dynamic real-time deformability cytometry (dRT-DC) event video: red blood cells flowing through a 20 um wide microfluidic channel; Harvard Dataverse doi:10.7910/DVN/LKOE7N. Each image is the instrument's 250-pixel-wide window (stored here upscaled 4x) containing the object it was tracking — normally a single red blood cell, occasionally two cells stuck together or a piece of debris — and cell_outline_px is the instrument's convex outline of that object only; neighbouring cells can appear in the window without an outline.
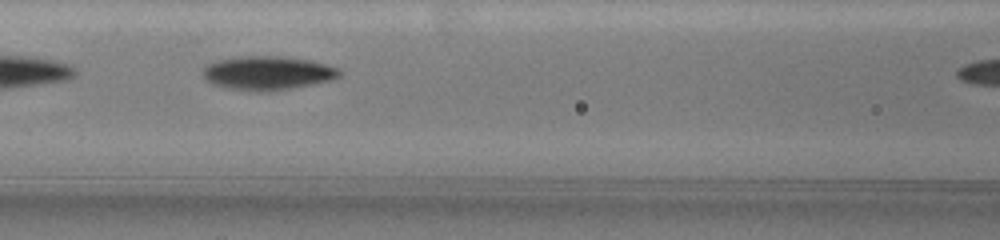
{"species": "common noctule bat (a hibernating species)", "species_latin": "Nyctalus noctula", "temperature_condition": "warm", "stored_images_in_passage": 6, "camera_frame_rate_fps": 3000, "um_per_image_px": 0.085, "animal": {"sex": "female", "body_mass_g": 19.5, "forearm_length_mm": 54.1}, "frame": {"image": 1, "passage_image": 4, "time_ms": 2.0, "image_size_px": [1000, 240], "cell_outline_px": [[340, 76], [332, 80], [268, 92], [260, 92], [232, 88], [212, 84], [204, 76], [204, 64], [216, 60], [232, 56], [280, 56], [308, 60], [340, 68]], "centroid_in_image_um": [22.72, 6.19], "position_along_channel_um": 143.9, "area_um2": 26.82}}